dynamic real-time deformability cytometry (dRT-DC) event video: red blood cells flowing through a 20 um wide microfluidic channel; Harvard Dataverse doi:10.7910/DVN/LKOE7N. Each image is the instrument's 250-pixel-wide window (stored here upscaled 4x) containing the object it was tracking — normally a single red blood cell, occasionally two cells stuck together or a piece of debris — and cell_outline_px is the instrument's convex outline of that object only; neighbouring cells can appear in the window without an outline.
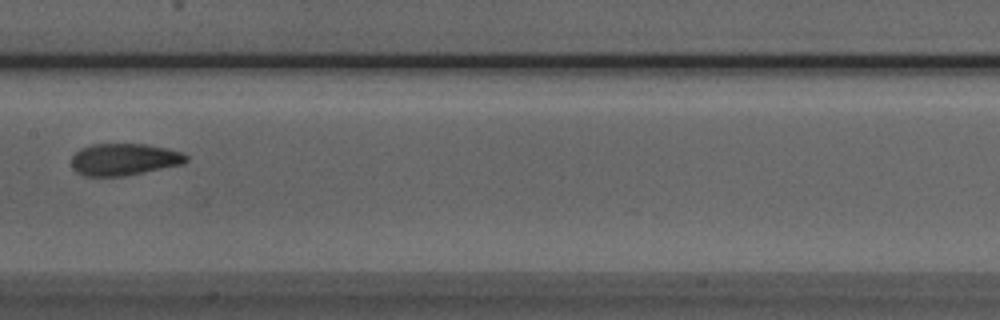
{"species": "Egyptian fruit bat (a non-hibernating species)", "species_latin": "Rousettus aegyptiacus", "temperature_condition": "room temperature", "stored_images_in_passage": 5, "camera_frame_rate_fps": 3000, "um_per_image_px": 0.085, "animal": {"sex": "male"}, "frame": {"image": 1, "passage_image": 4, "time_ms": 3.333, "image_size_px": [1000, 320], "cell_outline_px": [[188, 160], [184, 164], [124, 176], [84, 176], [76, 172], [72, 168], [72, 156], [80, 148], [92, 144], [144, 144], [168, 148], [180, 152], [188, 156]], "centroid_in_image_um": [10.55, 13.55], "position_along_channel_um": 196.9, "area_um2": 21.44}}
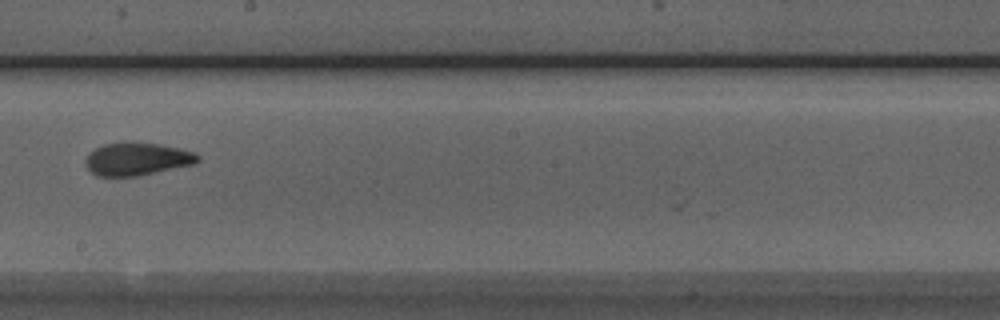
{"frame": {"image": 2, "passage_image": 5, "time_ms": 4.333, "image_size_px": [1000, 320], "cell_outline_px": [[200, 160], [192, 164], [136, 176], [96, 176], [88, 168], [84, 160], [96, 148], [104, 144], [124, 140], [128, 140], [160, 144], [180, 148], [196, 152], [200, 156]], "centroid_in_image_um": [11.65, 13.48], "position_along_channel_um": 236.5, "area_um2": 21.62}}